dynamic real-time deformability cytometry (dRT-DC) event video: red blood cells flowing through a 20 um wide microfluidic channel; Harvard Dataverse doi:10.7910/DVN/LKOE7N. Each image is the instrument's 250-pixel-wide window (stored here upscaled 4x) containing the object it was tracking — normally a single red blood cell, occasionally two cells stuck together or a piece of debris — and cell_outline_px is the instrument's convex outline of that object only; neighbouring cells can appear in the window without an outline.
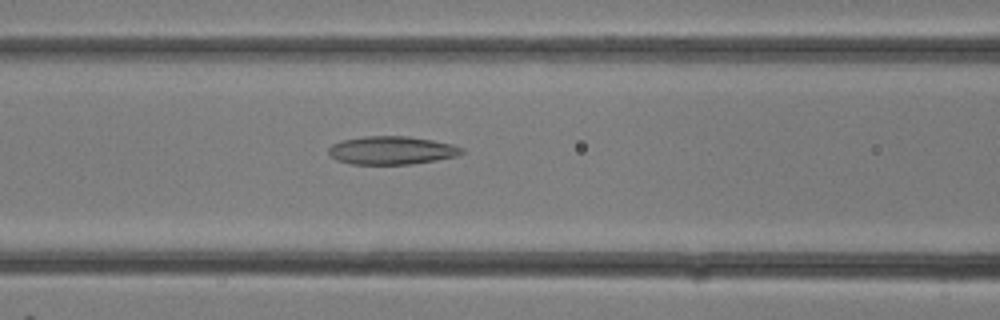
{"species": "common noctule bat (a hibernating species)", "species_latin": "Nyctalus noctula", "temperature_condition": "room temperature", "stored_images_in_passage": 14, "camera_frame_rate_fps": 3000, "um_per_image_px": 0.085, "animal": {"sex": "female"}, "frame": {"image": 1, "passage_image": 12, "time_ms": 3.667, "image_size_px": [1000, 320], "cell_outline_px": [[464, 152], [456, 156], [436, 160], [412, 164], [352, 164], [336, 160], [328, 152], [328, 148], [332, 144], [340, 140], [364, 136], [408, 136], [432, 140], [452, 144], [464, 148]], "centroid_in_image_um": [33.28, 12.77], "position_along_channel_um": 133.3, "area_um2": 21.96}}
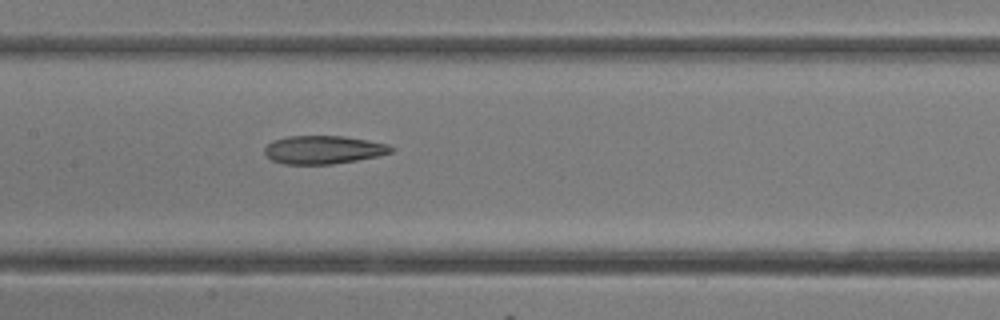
{"frame": {"image": 2, "passage_image": 14, "time_ms": 4.333, "image_size_px": [1000, 320], "cell_outline_px": [[396, 148], [392, 152], [376, 156], [356, 160], [332, 164], [284, 164], [272, 160], [264, 152], [264, 148], [272, 140], [288, 136], [344, 136], [368, 140], [388, 144]], "centroid_in_image_um": [27.49, 12.72], "position_along_channel_um": 179.9, "area_um2": 20.81}}